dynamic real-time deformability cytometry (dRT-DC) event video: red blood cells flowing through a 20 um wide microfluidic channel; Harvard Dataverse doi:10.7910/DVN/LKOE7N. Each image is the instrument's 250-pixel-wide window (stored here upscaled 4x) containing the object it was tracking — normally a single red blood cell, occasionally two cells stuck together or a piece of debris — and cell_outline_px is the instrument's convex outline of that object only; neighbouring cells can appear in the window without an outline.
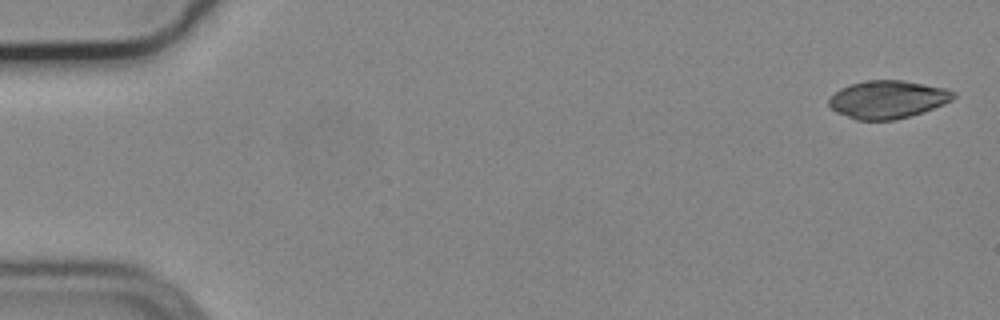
{"species": "common noctule bat (a hibernating species)", "species_latin": "Nyctalus noctula", "temperature_condition": "cold", "stored_images_in_passage": 54, "camera_frame_rate_fps": 3000, "um_per_image_px": 0.085, "animal": {"sex": "male", "body_mass_g": 19.2, "forearm_length_mm": 51.8}, "frame": {"image": 1, "passage_image": 1, "time_ms": 0.0, "image_size_px": [1000, 320], "cell_outline_px": [[956, 96], [952, 100], [944, 104], [908, 116], [892, 120], [856, 120], [836, 112], [828, 104], [828, 100], [840, 88], [864, 80], [904, 80], [944, 88], [956, 92]], "centroid_in_image_um": [75.44, 8.44], "position_along_channel_um": 9.6, "area_um2": 27.28}}
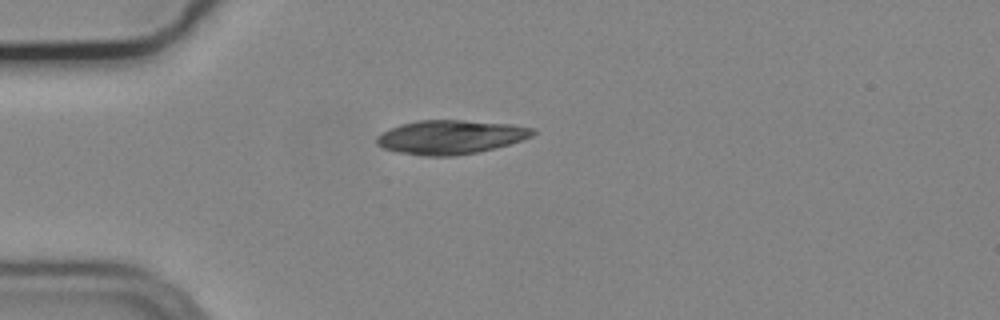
{"frame": {"image": 2, "passage_image": 14, "time_ms": 4.333, "image_size_px": [1000, 320], "cell_outline_px": [[536, 132], [532, 136], [508, 144], [476, 152], [452, 156], [424, 156], [396, 152], [384, 148], [376, 144], [376, 136], [400, 124], [416, 120], [464, 120], [512, 124], [536, 128]], "centroid_in_image_um": [38.28, 11.64], "position_along_channel_um": 46.7, "area_um2": 30.81}}